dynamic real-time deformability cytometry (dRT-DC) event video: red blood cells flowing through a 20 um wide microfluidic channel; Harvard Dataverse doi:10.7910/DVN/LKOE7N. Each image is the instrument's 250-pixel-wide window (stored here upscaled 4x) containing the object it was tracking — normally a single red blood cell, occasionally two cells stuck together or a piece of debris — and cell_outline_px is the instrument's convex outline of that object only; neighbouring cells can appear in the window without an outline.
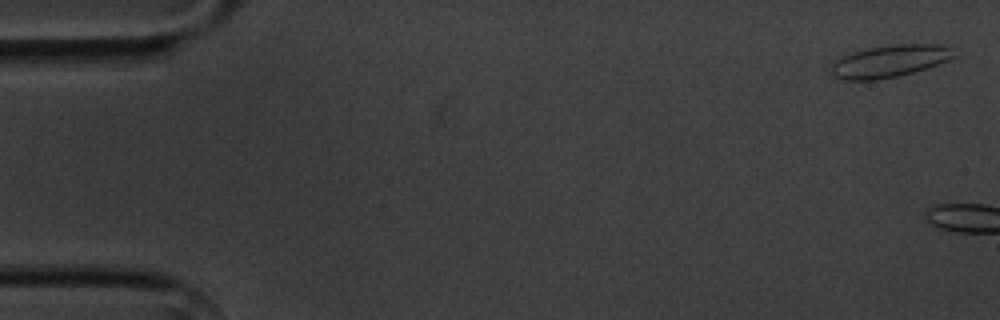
{"species": "common noctule bat (a hibernating species)", "species_latin": "Nyctalus noctula", "temperature_condition": "cold", "stored_images_in_passage": 7, "camera_frame_rate_fps": 3000, "um_per_image_px": 0.085, "animal": {"sex": "male", "body_mass_g": 20.1, "forearm_length_mm": 53.5}, "frame": {"image": 1, "passage_image": 1, "time_ms": 0.0, "image_size_px": [1000, 320], "cell_outline_px": [[956, 56], [936, 64], [912, 72], [896, 76], [876, 80], [844, 80], [832, 76], [828, 68], [832, 60], [852, 52], [868, 48], [896, 44], [940, 44], [952, 48]], "centroid_in_image_um": [75.52, 5.2], "position_along_channel_um": 9.5, "area_um2": 23.12}}